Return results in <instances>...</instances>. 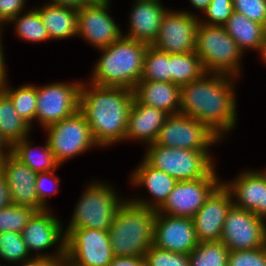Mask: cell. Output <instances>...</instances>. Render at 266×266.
<instances>
[{"mask_svg": "<svg viewBox=\"0 0 266 266\" xmlns=\"http://www.w3.org/2000/svg\"><path fill=\"white\" fill-rule=\"evenodd\" d=\"M237 77L206 72L180 86V113L205 124L221 140L237 124ZM226 133V134H225Z\"/></svg>", "mask_w": 266, "mask_h": 266, "instance_id": "obj_1", "label": "cell"}, {"mask_svg": "<svg viewBox=\"0 0 266 266\" xmlns=\"http://www.w3.org/2000/svg\"><path fill=\"white\" fill-rule=\"evenodd\" d=\"M133 99L134 93L130 89L82 82L79 111L90 126L98 146L103 148L125 141Z\"/></svg>", "mask_w": 266, "mask_h": 266, "instance_id": "obj_2", "label": "cell"}, {"mask_svg": "<svg viewBox=\"0 0 266 266\" xmlns=\"http://www.w3.org/2000/svg\"><path fill=\"white\" fill-rule=\"evenodd\" d=\"M148 44L121 36L105 48L94 65L90 83L133 90L141 80Z\"/></svg>", "mask_w": 266, "mask_h": 266, "instance_id": "obj_3", "label": "cell"}, {"mask_svg": "<svg viewBox=\"0 0 266 266\" xmlns=\"http://www.w3.org/2000/svg\"><path fill=\"white\" fill-rule=\"evenodd\" d=\"M156 214L155 209L125 199L108 230L114 256H144L153 245Z\"/></svg>", "mask_w": 266, "mask_h": 266, "instance_id": "obj_4", "label": "cell"}, {"mask_svg": "<svg viewBox=\"0 0 266 266\" xmlns=\"http://www.w3.org/2000/svg\"><path fill=\"white\" fill-rule=\"evenodd\" d=\"M196 54L206 72L238 77L243 52L224 26L199 23L196 32Z\"/></svg>", "mask_w": 266, "mask_h": 266, "instance_id": "obj_5", "label": "cell"}, {"mask_svg": "<svg viewBox=\"0 0 266 266\" xmlns=\"http://www.w3.org/2000/svg\"><path fill=\"white\" fill-rule=\"evenodd\" d=\"M111 186L104 181L91 182L81 194L66 229L108 231L117 210L125 201L116 195L117 191Z\"/></svg>", "mask_w": 266, "mask_h": 266, "instance_id": "obj_6", "label": "cell"}, {"mask_svg": "<svg viewBox=\"0 0 266 266\" xmlns=\"http://www.w3.org/2000/svg\"><path fill=\"white\" fill-rule=\"evenodd\" d=\"M211 152L147 145L144 159L177 181L207 177L215 168Z\"/></svg>", "mask_w": 266, "mask_h": 266, "instance_id": "obj_7", "label": "cell"}, {"mask_svg": "<svg viewBox=\"0 0 266 266\" xmlns=\"http://www.w3.org/2000/svg\"><path fill=\"white\" fill-rule=\"evenodd\" d=\"M44 129L48 133L49 147L60 165L98 146L93 139L90 126L79 110Z\"/></svg>", "mask_w": 266, "mask_h": 266, "instance_id": "obj_8", "label": "cell"}, {"mask_svg": "<svg viewBox=\"0 0 266 266\" xmlns=\"http://www.w3.org/2000/svg\"><path fill=\"white\" fill-rule=\"evenodd\" d=\"M65 257L69 266H108L114 258L108 231L65 229Z\"/></svg>", "mask_w": 266, "mask_h": 266, "instance_id": "obj_9", "label": "cell"}, {"mask_svg": "<svg viewBox=\"0 0 266 266\" xmlns=\"http://www.w3.org/2000/svg\"><path fill=\"white\" fill-rule=\"evenodd\" d=\"M220 140L205 124L177 113L168 115L154 143L168 148L210 152V146Z\"/></svg>", "mask_w": 266, "mask_h": 266, "instance_id": "obj_10", "label": "cell"}, {"mask_svg": "<svg viewBox=\"0 0 266 266\" xmlns=\"http://www.w3.org/2000/svg\"><path fill=\"white\" fill-rule=\"evenodd\" d=\"M81 85L80 80L37 86V123L46 128L76 113L79 110Z\"/></svg>", "mask_w": 266, "mask_h": 266, "instance_id": "obj_11", "label": "cell"}, {"mask_svg": "<svg viewBox=\"0 0 266 266\" xmlns=\"http://www.w3.org/2000/svg\"><path fill=\"white\" fill-rule=\"evenodd\" d=\"M221 242L229 251L266 246V221L253 211L232 206L224 221Z\"/></svg>", "mask_w": 266, "mask_h": 266, "instance_id": "obj_12", "label": "cell"}, {"mask_svg": "<svg viewBox=\"0 0 266 266\" xmlns=\"http://www.w3.org/2000/svg\"><path fill=\"white\" fill-rule=\"evenodd\" d=\"M215 170L207 177L178 181L157 212L192 219L206 199L222 183Z\"/></svg>", "mask_w": 266, "mask_h": 266, "instance_id": "obj_13", "label": "cell"}, {"mask_svg": "<svg viewBox=\"0 0 266 266\" xmlns=\"http://www.w3.org/2000/svg\"><path fill=\"white\" fill-rule=\"evenodd\" d=\"M188 10L166 12L160 25L157 39L152 44L168 54H183L195 51L199 16Z\"/></svg>", "mask_w": 266, "mask_h": 266, "instance_id": "obj_14", "label": "cell"}, {"mask_svg": "<svg viewBox=\"0 0 266 266\" xmlns=\"http://www.w3.org/2000/svg\"><path fill=\"white\" fill-rule=\"evenodd\" d=\"M61 221L49 209L36 211L21 232L30 255L34 257H65L66 236ZM57 246L54 253L46 254V249ZM38 252V253H37ZM32 253V254H31Z\"/></svg>", "mask_w": 266, "mask_h": 266, "instance_id": "obj_15", "label": "cell"}, {"mask_svg": "<svg viewBox=\"0 0 266 266\" xmlns=\"http://www.w3.org/2000/svg\"><path fill=\"white\" fill-rule=\"evenodd\" d=\"M110 3L84 5L77 9V36L96 49L108 47L122 36L110 13Z\"/></svg>", "mask_w": 266, "mask_h": 266, "instance_id": "obj_16", "label": "cell"}, {"mask_svg": "<svg viewBox=\"0 0 266 266\" xmlns=\"http://www.w3.org/2000/svg\"><path fill=\"white\" fill-rule=\"evenodd\" d=\"M233 205L230 191L221 183L192 217L199 242L221 241L224 221Z\"/></svg>", "mask_w": 266, "mask_h": 266, "instance_id": "obj_17", "label": "cell"}, {"mask_svg": "<svg viewBox=\"0 0 266 266\" xmlns=\"http://www.w3.org/2000/svg\"><path fill=\"white\" fill-rule=\"evenodd\" d=\"M199 241L191 218L156 214L153 245L175 253L190 254Z\"/></svg>", "mask_w": 266, "mask_h": 266, "instance_id": "obj_18", "label": "cell"}, {"mask_svg": "<svg viewBox=\"0 0 266 266\" xmlns=\"http://www.w3.org/2000/svg\"><path fill=\"white\" fill-rule=\"evenodd\" d=\"M0 170L9 190L11 204L26 206L36 211L46 208L39 202L36 193V175L31 168L22 164L12 154L0 163Z\"/></svg>", "mask_w": 266, "mask_h": 266, "instance_id": "obj_19", "label": "cell"}, {"mask_svg": "<svg viewBox=\"0 0 266 266\" xmlns=\"http://www.w3.org/2000/svg\"><path fill=\"white\" fill-rule=\"evenodd\" d=\"M222 183L230 191L234 206L266 220V175L262 170H243L233 181Z\"/></svg>", "mask_w": 266, "mask_h": 266, "instance_id": "obj_20", "label": "cell"}, {"mask_svg": "<svg viewBox=\"0 0 266 266\" xmlns=\"http://www.w3.org/2000/svg\"><path fill=\"white\" fill-rule=\"evenodd\" d=\"M129 15V31L123 36L152 45L159 34L164 15L168 9L156 0H134ZM130 25V26H129Z\"/></svg>", "mask_w": 266, "mask_h": 266, "instance_id": "obj_21", "label": "cell"}, {"mask_svg": "<svg viewBox=\"0 0 266 266\" xmlns=\"http://www.w3.org/2000/svg\"><path fill=\"white\" fill-rule=\"evenodd\" d=\"M130 180V183L136 187L144 186L153 197L151 201L138 197L130 198V200L155 210H158L164 204L178 182L162 170L152 167L144 158L139 166L132 171Z\"/></svg>", "mask_w": 266, "mask_h": 266, "instance_id": "obj_22", "label": "cell"}, {"mask_svg": "<svg viewBox=\"0 0 266 266\" xmlns=\"http://www.w3.org/2000/svg\"><path fill=\"white\" fill-rule=\"evenodd\" d=\"M168 113L140 103L135 97L131 105L125 140H136L150 145L155 142Z\"/></svg>", "mask_w": 266, "mask_h": 266, "instance_id": "obj_23", "label": "cell"}, {"mask_svg": "<svg viewBox=\"0 0 266 266\" xmlns=\"http://www.w3.org/2000/svg\"><path fill=\"white\" fill-rule=\"evenodd\" d=\"M134 97L150 107L170 114L180 113V86L172 82L140 80L133 89Z\"/></svg>", "mask_w": 266, "mask_h": 266, "instance_id": "obj_24", "label": "cell"}, {"mask_svg": "<svg viewBox=\"0 0 266 266\" xmlns=\"http://www.w3.org/2000/svg\"><path fill=\"white\" fill-rule=\"evenodd\" d=\"M50 40L68 39L77 36V9L47 3L36 7Z\"/></svg>", "mask_w": 266, "mask_h": 266, "instance_id": "obj_25", "label": "cell"}, {"mask_svg": "<svg viewBox=\"0 0 266 266\" xmlns=\"http://www.w3.org/2000/svg\"><path fill=\"white\" fill-rule=\"evenodd\" d=\"M223 26L243 53L246 49L261 53L264 42V25L248 19L243 14L233 12Z\"/></svg>", "mask_w": 266, "mask_h": 266, "instance_id": "obj_26", "label": "cell"}, {"mask_svg": "<svg viewBox=\"0 0 266 266\" xmlns=\"http://www.w3.org/2000/svg\"><path fill=\"white\" fill-rule=\"evenodd\" d=\"M29 138L26 137L21 141L15 143L12 146V155L17 158L22 164L27 165L35 173H42L48 171H54L60 166L57 162L53 152L51 151L48 141L41 148L39 153H35V147H32V143Z\"/></svg>", "mask_w": 266, "mask_h": 266, "instance_id": "obj_27", "label": "cell"}, {"mask_svg": "<svg viewBox=\"0 0 266 266\" xmlns=\"http://www.w3.org/2000/svg\"><path fill=\"white\" fill-rule=\"evenodd\" d=\"M31 129L18 115L10 98L0 89V134L13 146L28 137Z\"/></svg>", "mask_w": 266, "mask_h": 266, "instance_id": "obj_28", "label": "cell"}, {"mask_svg": "<svg viewBox=\"0 0 266 266\" xmlns=\"http://www.w3.org/2000/svg\"><path fill=\"white\" fill-rule=\"evenodd\" d=\"M206 71L196 52L170 54V82L179 86L193 82Z\"/></svg>", "mask_w": 266, "mask_h": 266, "instance_id": "obj_29", "label": "cell"}, {"mask_svg": "<svg viewBox=\"0 0 266 266\" xmlns=\"http://www.w3.org/2000/svg\"><path fill=\"white\" fill-rule=\"evenodd\" d=\"M0 89L10 98L18 115L32 128L37 109V86L25 84L18 88L8 86V80Z\"/></svg>", "mask_w": 266, "mask_h": 266, "instance_id": "obj_30", "label": "cell"}, {"mask_svg": "<svg viewBox=\"0 0 266 266\" xmlns=\"http://www.w3.org/2000/svg\"><path fill=\"white\" fill-rule=\"evenodd\" d=\"M14 24L15 34L18 38L28 42H45L50 40L47 29L36 8L19 13L7 24Z\"/></svg>", "mask_w": 266, "mask_h": 266, "instance_id": "obj_31", "label": "cell"}, {"mask_svg": "<svg viewBox=\"0 0 266 266\" xmlns=\"http://www.w3.org/2000/svg\"><path fill=\"white\" fill-rule=\"evenodd\" d=\"M229 252L221 241L199 242L189 254L190 266H228Z\"/></svg>", "mask_w": 266, "mask_h": 266, "instance_id": "obj_32", "label": "cell"}, {"mask_svg": "<svg viewBox=\"0 0 266 266\" xmlns=\"http://www.w3.org/2000/svg\"><path fill=\"white\" fill-rule=\"evenodd\" d=\"M141 80L170 82V54L148 45Z\"/></svg>", "mask_w": 266, "mask_h": 266, "instance_id": "obj_33", "label": "cell"}, {"mask_svg": "<svg viewBox=\"0 0 266 266\" xmlns=\"http://www.w3.org/2000/svg\"><path fill=\"white\" fill-rule=\"evenodd\" d=\"M31 256V257H30ZM34 256L30 255L21 233H0V260L20 266Z\"/></svg>", "mask_w": 266, "mask_h": 266, "instance_id": "obj_34", "label": "cell"}, {"mask_svg": "<svg viewBox=\"0 0 266 266\" xmlns=\"http://www.w3.org/2000/svg\"><path fill=\"white\" fill-rule=\"evenodd\" d=\"M36 212L35 209L10 204L0 209V233H21L28 224L29 219Z\"/></svg>", "mask_w": 266, "mask_h": 266, "instance_id": "obj_35", "label": "cell"}, {"mask_svg": "<svg viewBox=\"0 0 266 266\" xmlns=\"http://www.w3.org/2000/svg\"><path fill=\"white\" fill-rule=\"evenodd\" d=\"M144 266H190V257L152 245L144 255Z\"/></svg>", "mask_w": 266, "mask_h": 266, "instance_id": "obj_36", "label": "cell"}, {"mask_svg": "<svg viewBox=\"0 0 266 266\" xmlns=\"http://www.w3.org/2000/svg\"><path fill=\"white\" fill-rule=\"evenodd\" d=\"M203 12L208 19L199 18L200 23L223 26L234 12L233 0H212Z\"/></svg>", "mask_w": 266, "mask_h": 266, "instance_id": "obj_37", "label": "cell"}, {"mask_svg": "<svg viewBox=\"0 0 266 266\" xmlns=\"http://www.w3.org/2000/svg\"><path fill=\"white\" fill-rule=\"evenodd\" d=\"M228 266H266V246L251 250L230 251Z\"/></svg>", "mask_w": 266, "mask_h": 266, "instance_id": "obj_38", "label": "cell"}, {"mask_svg": "<svg viewBox=\"0 0 266 266\" xmlns=\"http://www.w3.org/2000/svg\"><path fill=\"white\" fill-rule=\"evenodd\" d=\"M233 10L252 21L266 25V0H233Z\"/></svg>", "mask_w": 266, "mask_h": 266, "instance_id": "obj_39", "label": "cell"}, {"mask_svg": "<svg viewBox=\"0 0 266 266\" xmlns=\"http://www.w3.org/2000/svg\"><path fill=\"white\" fill-rule=\"evenodd\" d=\"M55 171H48L37 173L36 175V193L38 195L39 202L46 208L49 209L47 200L49 196L55 195L58 190L60 183L59 177L55 174ZM50 186H48L49 184ZM48 197V198H47Z\"/></svg>", "mask_w": 266, "mask_h": 266, "instance_id": "obj_40", "label": "cell"}, {"mask_svg": "<svg viewBox=\"0 0 266 266\" xmlns=\"http://www.w3.org/2000/svg\"><path fill=\"white\" fill-rule=\"evenodd\" d=\"M27 0H0V17L7 24L13 17L24 11Z\"/></svg>", "mask_w": 266, "mask_h": 266, "instance_id": "obj_41", "label": "cell"}, {"mask_svg": "<svg viewBox=\"0 0 266 266\" xmlns=\"http://www.w3.org/2000/svg\"><path fill=\"white\" fill-rule=\"evenodd\" d=\"M20 266H67L66 257H33Z\"/></svg>", "mask_w": 266, "mask_h": 266, "instance_id": "obj_42", "label": "cell"}, {"mask_svg": "<svg viewBox=\"0 0 266 266\" xmlns=\"http://www.w3.org/2000/svg\"><path fill=\"white\" fill-rule=\"evenodd\" d=\"M108 266H144V256H114Z\"/></svg>", "mask_w": 266, "mask_h": 266, "instance_id": "obj_43", "label": "cell"}, {"mask_svg": "<svg viewBox=\"0 0 266 266\" xmlns=\"http://www.w3.org/2000/svg\"><path fill=\"white\" fill-rule=\"evenodd\" d=\"M10 204H11V198L7 187V183L0 170V209L7 207Z\"/></svg>", "mask_w": 266, "mask_h": 266, "instance_id": "obj_44", "label": "cell"}, {"mask_svg": "<svg viewBox=\"0 0 266 266\" xmlns=\"http://www.w3.org/2000/svg\"><path fill=\"white\" fill-rule=\"evenodd\" d=\"M2 35L0 33V87L8 80L7 78V71H6V64H5V57L3 52V45L2 44Z\"/></svg>", "mask_w": 266, "mask_h": 266, "instance_id": "obj_45", "label": "cell"}, {"mask_svg": "<svg viewBox=\"0 0 266 266\" xmlns=\"http://www.w3.org/2000/svg\"><path fill=\"white\" fill-rule=\"evenodd\" d=\"M12 154V146L9 142L0 134V163L8 156Z\"/></svg>", "mask_w": 266, "mask_h": 266, "instance_id": "obj_46", "label": "cell"}, {"mask_svg": "<svg viewBox=\"0 0 266 266\" xmlns=\"http://www.w3.org/2000/svg\"><path fill=\"white\" fill-rule=\"evenodd\" d=\"M50 4L72 7L75 9L81 8V0H50Z\"/></svg>", "mask_w": 266, "mask_h": 266, "instance_id": "obj_47", "label": "cell"}, {"mask_svg": "<svg viewBox=\"0 0 266 266\" xmlns=\"http://www.w3.org/2000/svg\"><path fill=\"white\" fill-rule=\"evenodd\" d=\"M189 1L194 8H196L197 10L199 9L203 13V11L207 8V6L210 4L212 0H189Z\"/></svg>", "mask_w": 266, "mask_h": 266, "instance_id": "obj_48", "label": "cell"}, {"mask_svg": "<svg viewBox=\"0 0 266 266\" xmlns=\"http://www.w3.org/2000/svg\"><path fill=\"white\" fill-rule=\"evenodd\" d=\"M111 0H81V7L84 5H102L107 4Z\"/></svg>", "mask_w": 266, "mask_h": 266, "instance_id": "obj_49", "label": "cell"}, {"mask_svg": "<svg viewBox=\"0 0 266 266\" xmlns=\"http://www.w3.org/2000/svg\"><path fill=\"white\" fill-rule=\"evenodd\" d=\"M260 56L262 57V61H264V63H266V25H265V29H264L263 48H262V51L260 53Z\"/></svg>", "mask_w": 266, "mask_h": 266, "instance_id": "obj_50", "label": "cell"}, {"mask_svg": "<svg viewBox=\"0 0 266 266\" xmlns=\"http://www.w3.org/2000/svg\"><path fill=\"white\" fill-rule=\"evenodd\" d=\"M3 25H7V24H6V23L1 19V17H0V33H2V31H3V30H2V29H3V28H2Z\"/></svg>", "mask_w": 266, "mask_h": 266, "instance_id": "obj_51", "label": "cell"}, {"mask_svg": "<svg viewBox=\"0 0 266 266\" xmlns=\"http://www.w3.org/2000/svg\"><path fill=\"white\" fill-rule=\"evenodd\" d=\"M263 171V173L266 175V168L264 169V170H262Z\"/></svg>", "mask_w": 266, "mask_h": 266, "instance_id": "obj_52", "label": "cell"}]
</instances>
